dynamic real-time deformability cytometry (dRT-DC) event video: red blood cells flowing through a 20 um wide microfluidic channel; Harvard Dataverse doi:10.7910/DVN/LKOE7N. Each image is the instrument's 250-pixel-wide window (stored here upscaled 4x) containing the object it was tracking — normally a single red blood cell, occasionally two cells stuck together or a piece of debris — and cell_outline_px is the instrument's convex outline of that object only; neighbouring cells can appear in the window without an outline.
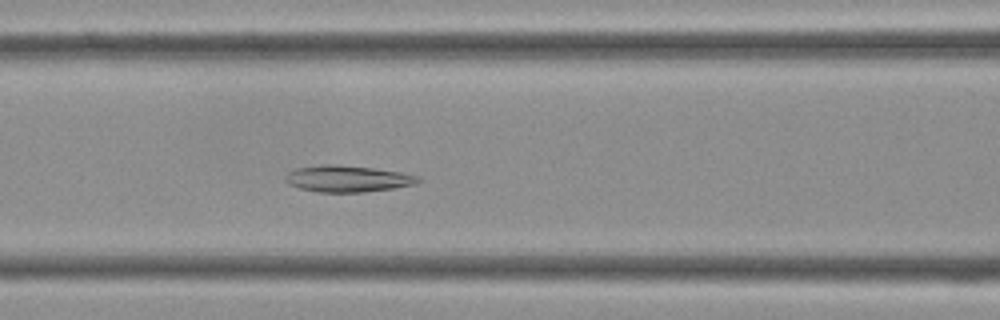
{"species": "Egyptian fruit bat (a non-hibernating species)", "species_latin": "Rousettus aegyptiacus", "temperature_condition": "cold", "stored_images_in_passage": 33, "camera_frame_rate_fps": 3000, "um_per_image_px": 0.085, "frame": {"image": 1, "passage_image": 8, "time_ms": 2.333, "image_size_px": [1000, 320], "cell_outline_px": [[420, 180], [416, 184], [392, 188], [364, 192], [316, 192], [300, 188], [288, 184], [284, 180], [284, 176], [288, 172], [296, 168], [320, 164], [336, 164], [372, 168], [400, 172], [420, 176]], "centroid_in_image_um": [29.5, 15.18], "position_along_channel_um": 137.1, "area_um2": 20.58}}
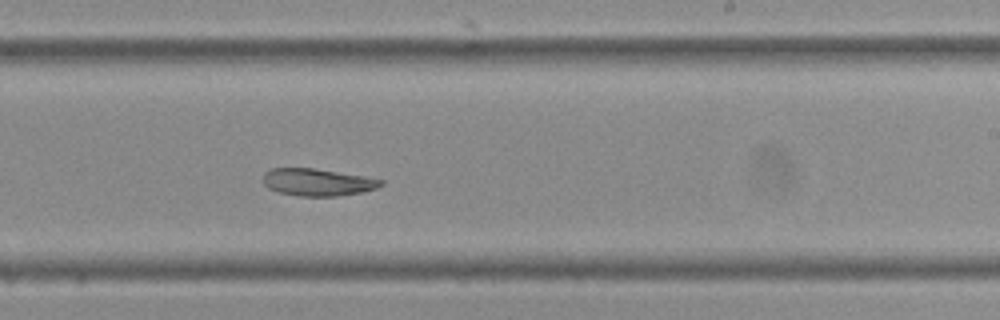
{"frame": {"image": 2, "passage_image": 16, "time_ms": 5.0, "image_size_px": [1000, 320], "cell_outline_px": [[384, 184], [376, 188], [360, 192], [336, 196], [300, 196], [280, 192], [268, 188], [264, 184], [264, 172], [272, 168], [312, 168], [364, 176], [384, 180]], "centroid_in_image_um": [26.99, 15.48], "position_along_channel_um": 262.0, "area_um2": 18.5}}
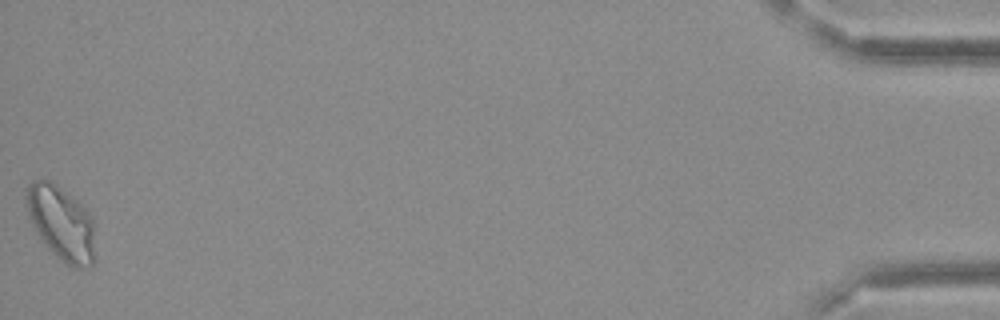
{"frame": {"image": 3, "passage_image": 33, "time_ms": 10.667, "image_size_px": [1000, 320], "cell_outline_px": [[96, 260], [92, 268], [72, 268], [60, 260], [44, 244], [32, 224], [28, 216], [24, 196], [24, 188], [32, 180], [48, 180], [56, 184], [76, 200], [92, 216]], "centroid_in_image_um": [5.21, 19.0], "position_along_channel_um": 430.0, "area_um2": 30.35}}